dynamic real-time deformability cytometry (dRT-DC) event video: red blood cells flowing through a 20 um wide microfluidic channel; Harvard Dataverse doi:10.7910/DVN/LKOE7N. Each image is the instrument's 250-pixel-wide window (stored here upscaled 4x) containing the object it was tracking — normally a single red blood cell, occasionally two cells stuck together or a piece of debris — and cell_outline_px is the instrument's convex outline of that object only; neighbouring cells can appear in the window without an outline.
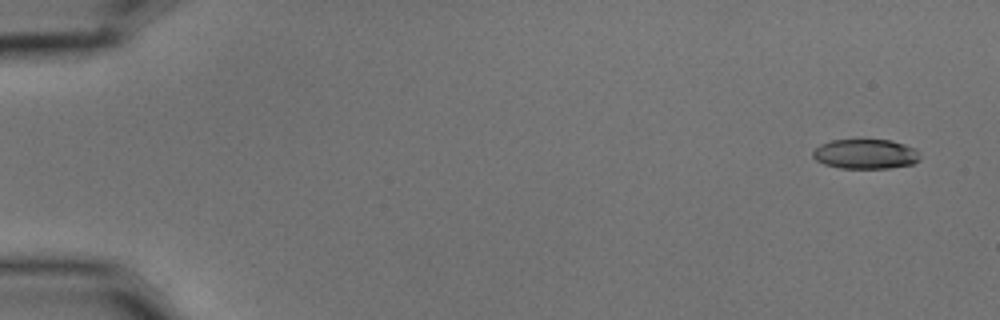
{"species": "common noctule bat (a hibernating species)", "species_latin": "Nyctalus noctula", "temperature_condition": "cold", "stored_images_in_passage": 5, "camera_frame_rate_fps": 3000, "um_per_image_px": 0.085, "animal": {"sex": "male", "body_mass_g": 15.6}, "frame": {"image": 1, "passage_image": 1, "time_ms": 0.0, "image_size_px": [1000, 320], "cell_outline_px": [[920, 160], [912, 164], [888, 168], [840, 168], [824, 164], [816, 160], [812, 156], [812, 152], [820, 144], [832, 140], [892, 140], [916, 148], [920, 156]], "centroid_in_image_um": [73.58, 13.09], "position_along_channel_um": 11.4, "area_um2": 18.61}}
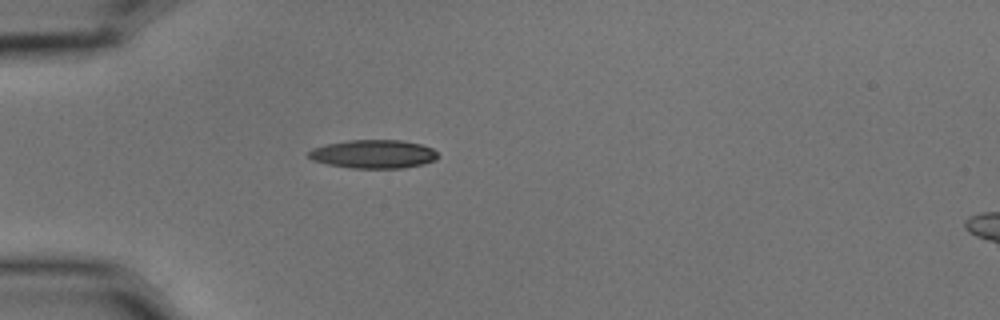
{"frame": {"image": 2, "passage_image": 5, "time_ms": 1.333, "image_size_px": [1000, 320], "cell_outline_px": [[440, 156], [436, 160], [424, 164], [404, 168], [352, 168], [328, 164], [312, 160], [308, 156], [308, 152], [312, 148], [324, 144], [348, 140], [400, 140], [420, 144], [432, 148]], "centroid_in_image_um": [31.75, 13.09], "position_along_channel_um": 53.3, "area_um2": 21.62}}